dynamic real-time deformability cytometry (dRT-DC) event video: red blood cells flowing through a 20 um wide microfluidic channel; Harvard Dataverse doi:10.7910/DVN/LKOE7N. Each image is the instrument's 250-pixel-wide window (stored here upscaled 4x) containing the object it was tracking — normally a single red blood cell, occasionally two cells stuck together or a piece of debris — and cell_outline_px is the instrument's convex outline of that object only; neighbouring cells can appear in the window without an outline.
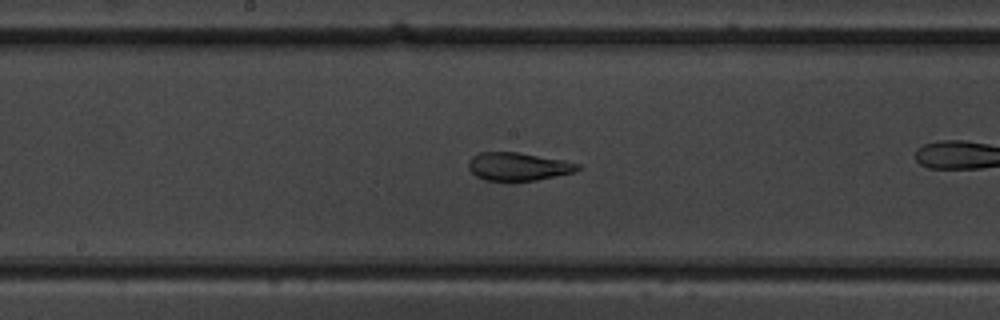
{"species": "common noctule bat (a hibernating species)", "species_latin": "Nyctalus noctula", "temperature_condition": "warm", "stored_images_in_passage": 27, "camera_frame_rate_fps": 3000, "um_per_image_px": 0.085, "animal": {"sex": "male", "body_mass_g": 19.5, "forearm_length_mm": 54.6}, "frame": {"image": 1, "passage_image": 12, "time_ms": 3.667, "image_size_px": [1000, 320], "cell_outline_px": [[580, 168], [572, 172], [536, 180], [484, 180], [476, 176], [468, 168], [468, 160], [472, 156], [480, 152], [520, 152], [564, 160], [580, 164]], "centroid_in_image_um": [44.01, 14.13], "position_along_channel_um": 204.2, "area_um2": 17.74}}
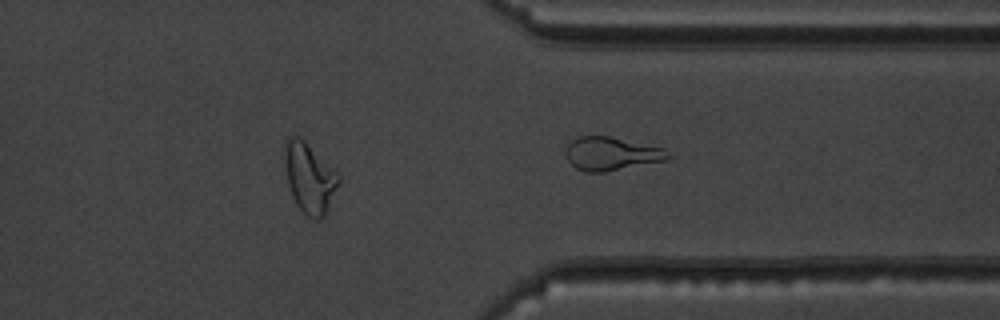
{"frame": {"image": 2, "passage_image": 27, "time_ms": 8.667, "image_size_px": [1000, 320], "cell_outline_px": [[672, 156], [664, 160], [604, 172], [584, 172], [576, 168], [568, 160], [564, 152], [564, 148], [576, 136], [608, 136], [664, 148]], "centroid_in_image_um": [51.91, 13.06], "position_along_channel_um": 359.5, "area_um2": 19.77}}